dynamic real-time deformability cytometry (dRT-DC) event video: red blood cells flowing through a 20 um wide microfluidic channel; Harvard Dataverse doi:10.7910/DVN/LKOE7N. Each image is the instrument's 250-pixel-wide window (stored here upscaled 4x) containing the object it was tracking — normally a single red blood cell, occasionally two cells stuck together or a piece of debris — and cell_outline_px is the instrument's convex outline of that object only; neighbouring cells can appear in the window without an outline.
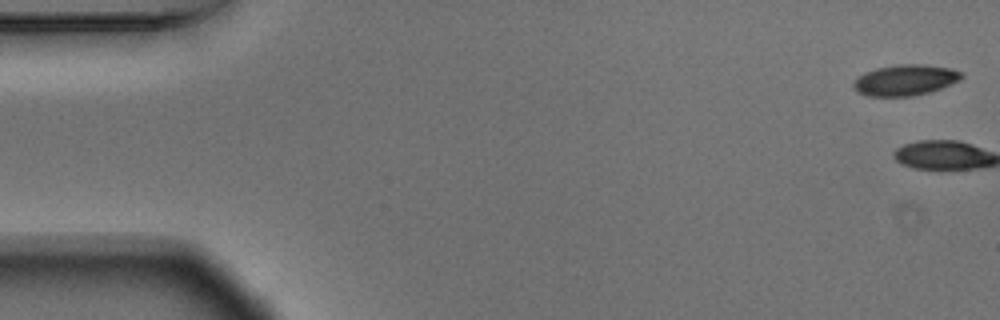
{"species": "Egyptian fruit bat (a non-hibernating species)", "species_latin": "Rousettus aegyptiacus", "temperature_condition": "warm", "stored_images_in_passage": 2, "camera_frame_rate_fps": 3000, "um_per_image_px": 0.085, "animal": {"sex": "male"}, "frame": {"image": 1, "passage_image": 1, "time_ms": 0.0, "image_size_px": [1000, 320], "cell_outline_px": [[964, 76], [960, 80], [940, 88], [928, 92], [912, 96], [868, 96], [852, 88], [852, 84], [864, 72], [876, 68], [896, 64], [924, 64], [952, 68], [960, 72]], "centroid_in_image_um": [76.94, 6.79], "position_along_channel_um": 8.1, "area_um2": 19.36}}